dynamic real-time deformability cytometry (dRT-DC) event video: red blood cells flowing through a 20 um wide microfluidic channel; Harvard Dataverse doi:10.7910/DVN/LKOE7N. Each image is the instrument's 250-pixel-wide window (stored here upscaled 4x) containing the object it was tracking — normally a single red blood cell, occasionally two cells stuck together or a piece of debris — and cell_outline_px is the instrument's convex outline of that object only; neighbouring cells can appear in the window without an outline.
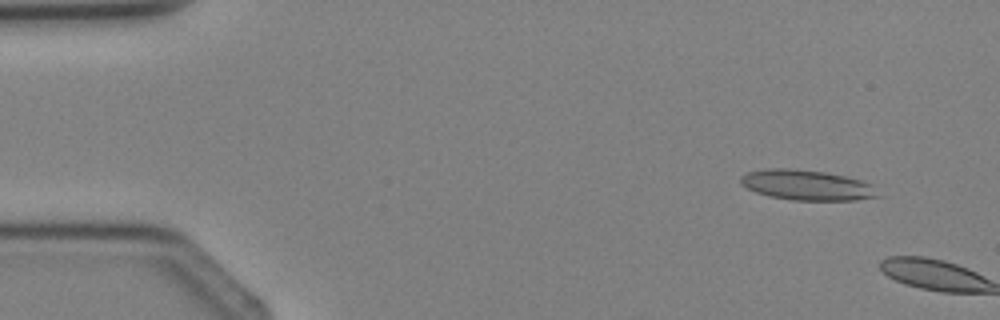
{"species": "Egyptian fruit bat (a non-hibernating species)", "species_latin": "Rousettus aegyptiacus", "temperature_condition": "cold", "stored_images_in_passage": 4, "camera_frame_rate_fps": 3000, "um_per_image_px": 0.085, "animal": {"sex": "female"}, "frame": {"image": 1, "passage_image": 1, "time_ms": 0.0, "image_size_px": [1000, 320], "cell_outline_px": [[884, 196], [856, 200], [792, 200], [768, 196], [756, 192], [740, 184], [740, 176], [748, 172], [768, 168], [788, 168], [824, 172], [844, 176], [860, 180], [868, 184]], "centroid_in_image_um": [68.56, 15.74], "position_along_channel_um": 16.4, "area_um2": 24.1}}
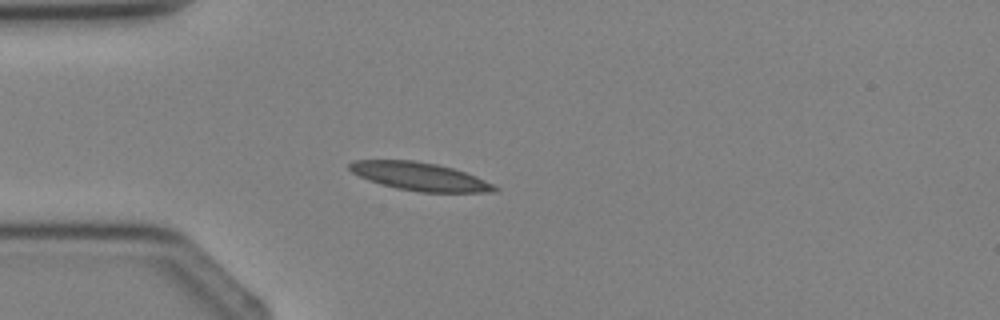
{"frame": {"image": 2, "passage_image": 4, "time_ms": 3.667, "image_size_px": [1000, 320], "cell_outline_px": [[500, 188], [496, 192], [420, 192], [396, 188], [368, 180], [352, 172], [348, 168], [348, 164], [352, 160], [412, 160], [436, 164], [452, 168], [476, 176]], "centroid_in_image_um": [35.66, 15.0], "position_along_channel_um": 49.3, "area_um2": 23.64}}